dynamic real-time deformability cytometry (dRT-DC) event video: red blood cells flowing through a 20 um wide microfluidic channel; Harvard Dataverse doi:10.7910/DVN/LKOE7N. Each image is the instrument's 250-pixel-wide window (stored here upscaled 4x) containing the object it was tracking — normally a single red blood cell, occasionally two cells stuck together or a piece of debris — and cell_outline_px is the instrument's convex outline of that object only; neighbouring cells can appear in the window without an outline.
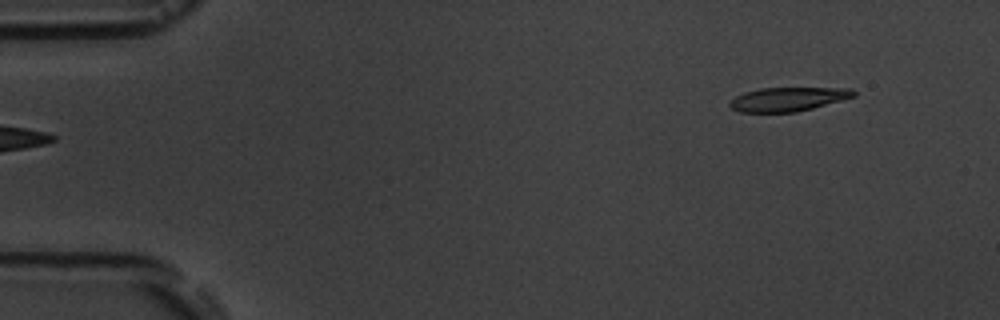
{"species": "common noctule bat (a hibernating species)", "species_latin": "Nyctalus noctula", "temperature_condition": "room temperature", "stored_images_in_passage": 3, "camera_frame_rate_fps": 3000, "um_per_image_px": 0.085, "animal": {"sex": "male", "body_mass_g": 19.5, "forearm_length_mm": 54.6}, "frame": {"image": 1, "passage_image": 3, "time_ms": 2.333, "image_size_px": [1000, 320], "cell_outline_px": [[856, 96], [812, 108], [796, 112], [740, 112], [732, 108], [728, 104], [736, 96], [744, 92], [760, 88], [852, 88], [856, 92]], "centroid_in_image_um": [66.99, 8.42], "position_along_channel_um": 18.0, "area_um2": 17.17}}